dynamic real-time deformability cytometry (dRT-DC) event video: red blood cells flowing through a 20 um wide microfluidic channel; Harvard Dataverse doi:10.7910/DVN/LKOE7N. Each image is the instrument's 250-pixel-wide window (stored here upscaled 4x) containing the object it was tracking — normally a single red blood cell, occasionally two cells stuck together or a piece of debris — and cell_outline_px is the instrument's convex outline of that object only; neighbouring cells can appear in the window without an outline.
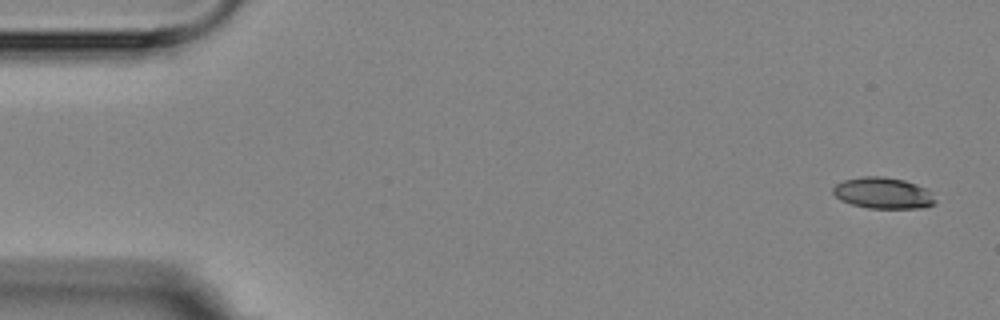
{"species": "Egyptian fruit bat (a non-hibernating species)", "species_latin": "Rousettus aegyptiacus", "temperature_condition": "room temperature", "stored_images_in_passage": 6, "camera_frame_rate_fps": 3000, "um_per_image_px": 0.085, "animal": {"sex": "female"}, "frame": {"image": 1, "passage_image": 1, "time_ms": 0.0, "image_size_px": [1000, 320], "cell_outline_px": [[936, 204], [924, 208], [868, 208], [852, 204], [840, 200], [832, 192], [832, 188], [836, 184], [844, 180], [864, 176], [884, 176], [904, 180], [928, 188], [936, 200]], "centroid_in_image_um": [75.09, 16.41], "position_along_channel_um": 9.9, "area_um2": 18.79}}
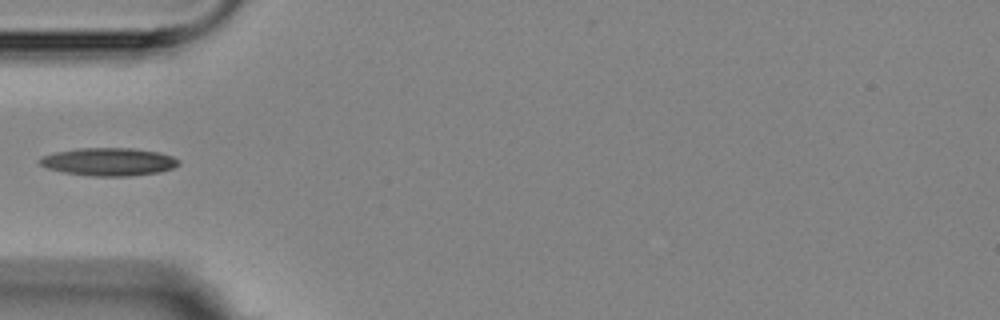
{"frame": {"image": 2, "passage_image": 5, "time_ms": 5.333, "image_size_px": [1000, 320], "cell_outline_px": [[180, 164], [172, 168], [160, 172], [128, 176], [92, 176], [64, 172], [48, 168], [40, 164], [36, 160], [40, 156], [56, 152], [76, 148], [132, 148], [160, 152], [172, 156], [180, 160]], "centroid_in_image_um": [9.24, 13.74], "position_along_channel_um": 75.8, "area_um2": 22.72}}
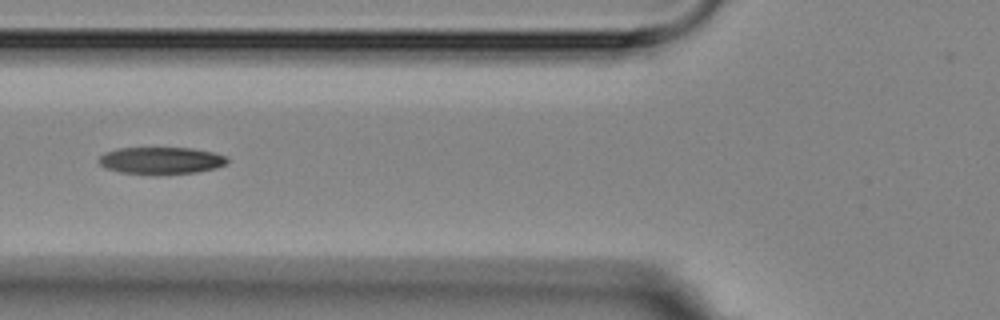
{"frame": {"image": 3, "passage_image": 6, "time_ms": 6.333, "image_size_px": [1000, 320], "cell_outline_px": [[228, 164], [216, 168], [196, 172], [156, 176], [120, 172], [104, 168], [96, 160], [104, 152], [116, 148], [192, 148], [212, 152], [228, 156]], "centroid_in_image_um": [13.67, 13.66], "position_along_channel_um": 112.1, "area_um2": 20.87}}